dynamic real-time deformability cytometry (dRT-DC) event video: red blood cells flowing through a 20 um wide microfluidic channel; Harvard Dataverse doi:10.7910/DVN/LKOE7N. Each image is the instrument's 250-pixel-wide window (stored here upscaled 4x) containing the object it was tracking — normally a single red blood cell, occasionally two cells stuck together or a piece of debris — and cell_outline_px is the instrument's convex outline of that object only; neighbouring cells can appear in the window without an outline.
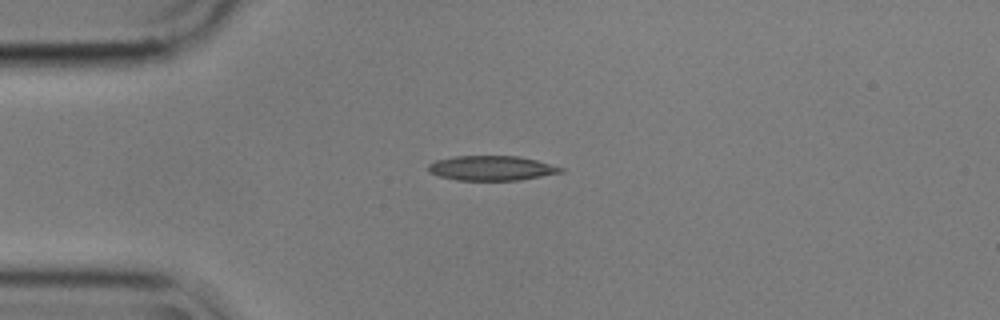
{"species": "common noctule bat (a hibernating species)", "species_latin": "Nyctalus noctula", "temperature_condition": "cold", "stored_images_in_passage": 43, "camera_frame_rate_fps": 3000, "um_per_image_px": 0.085, "animal": {"sex": "male", "body_mass_g": 17.9}, "frame": {"image": 1, "passage_image": 1, "time_ms": 0.0, "image_size_px": [1000, 320], "cell_outline_px": [[564, 172], [520, 180], [456, 180], [440, 176], [428, 172], [428, 164], [436, 160], [456, 156], [520, 156], [536, 160], [564, 168]], "centroid_in_image_um": [41.78, 14.29], "position_along_channel_um": 43.2, "area_um2": 19.07}}
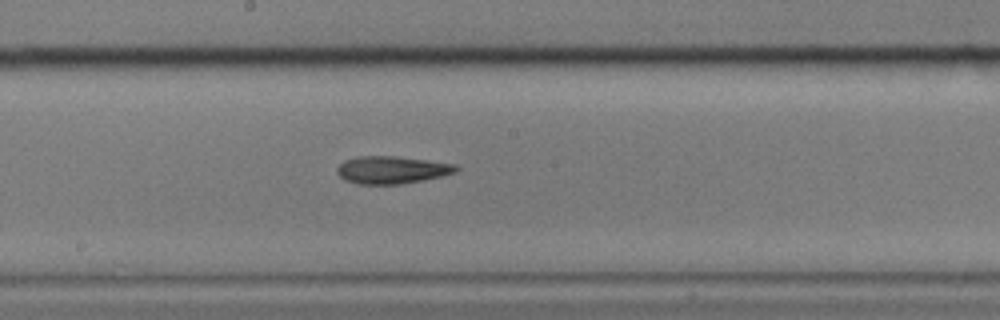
{"frame": {"image": 2, "passage_image": 17, "time_ms": 5.333, "image_size_px": [1000, 320], "cell_outline_px": [[460, 168], [456, 172], [444, 176], [424, 180], [400, 184], [356, 184], [344, 180], [336, 172], [336, 168], [344, 160], [356, 156], [396, 156], [428, 160], [456, 164]], "centroid_in_image_um": [33.31, 14.44], "position_along_channel_um": 214.9, "area_um2": 19.36}}
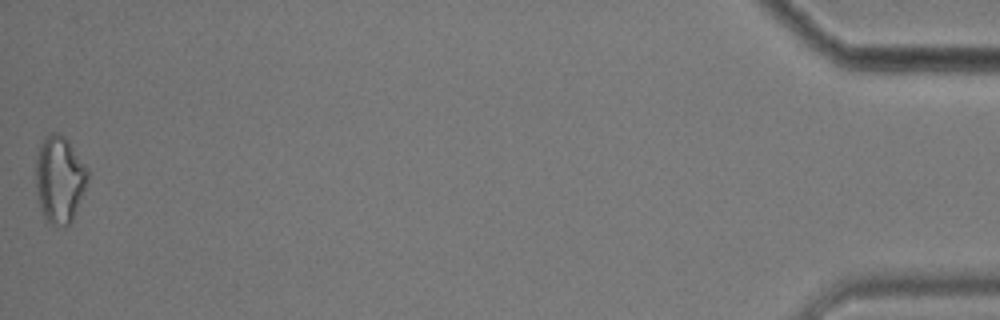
{"frame": {"image": 3, "passage_image": 43, "time_ms": 14.0, "image_size_px": [1000, 320], "cell_outline_px": [[88, 176], [84, 188], [72, 220], [64, 228], [52, 224], [44, 216], [40, 208], [36, 188], [36, 156], [40, 144], [44, 136], [48, 132], [56, 132], [64, 136], [68, 140], [88, 168]], "centroid_in_image_um": [5.04, 15.2], "position_along_channel_um": 430.2, "area_um2": 26.18}, "authors_computed_cell_mechanics": {"area_um2": 19.2474, "velocity_mm_per_s": 3.5754, "shape_relaxation_time_tau1_ms": 7.1295, "shape_relaxation_time_tau2_ms": 2.3571, "deformation_change_tau1": 0.1611, "deformation_change_tau2": 0.1048}}